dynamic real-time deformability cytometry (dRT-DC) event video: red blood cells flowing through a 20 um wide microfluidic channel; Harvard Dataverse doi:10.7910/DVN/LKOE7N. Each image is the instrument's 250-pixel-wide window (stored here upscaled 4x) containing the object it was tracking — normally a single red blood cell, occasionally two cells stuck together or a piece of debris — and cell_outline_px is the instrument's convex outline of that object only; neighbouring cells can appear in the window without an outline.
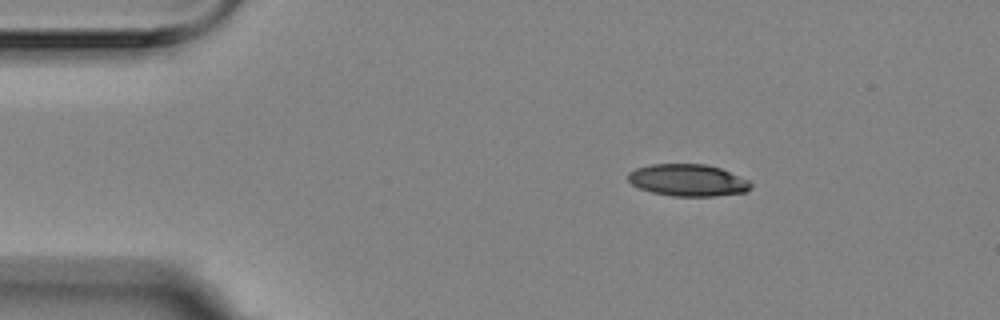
{"species": "Egyptian fruit bat (a non-hibernating species)", "species_latin": "Rousettus aegyptiacus", "temperature_condition": "room temperature", "stored_images_in_passage": 3, "camera_frame_rate_fps": 3000, "um_per_image_px": 0.085, "animal": {"sex": "female"}, "frame": {"image": 1, "passage_image": 1, "time_ms": 0.0, "image_size_px": [1000, 320], "cell_outline_px": [[752, 188], [744, 192], [716, 196], [672, 196], [652, 192], [640, 188], [632, 184], [628, 180], [628, 172], [636, 168], [652, 164], [704, 164], [720, 168], [748, 180], [752, 184]], "centroid_in_image_um": [58.46, 15.32], "position_along_channel_um": 26.5, "area_um2": 22.77}}